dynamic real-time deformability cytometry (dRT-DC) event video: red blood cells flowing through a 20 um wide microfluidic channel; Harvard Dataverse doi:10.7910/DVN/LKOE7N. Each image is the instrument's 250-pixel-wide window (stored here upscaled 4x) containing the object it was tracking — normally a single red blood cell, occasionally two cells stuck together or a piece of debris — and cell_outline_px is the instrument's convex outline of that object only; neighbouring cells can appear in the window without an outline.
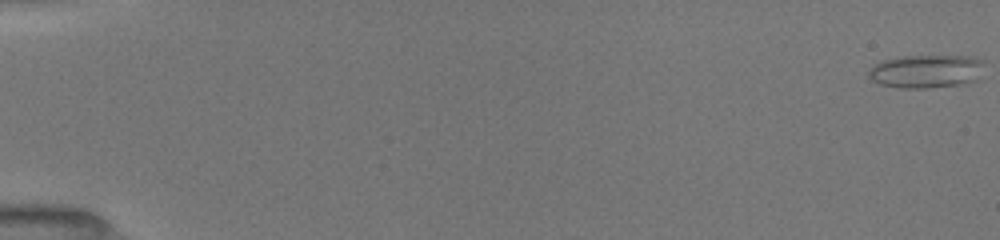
{"species": "common noctule bat (a hibernating species)", "species_latin": "Nyctalus noctula", "temperature_condition": "room temperature", "stored_images_in_passage": 18, "camera_frame_rate_fps": 3000, "um_per_image_px": 0.085, "animal": {"sex": "female", "body_mass_g": 19.5, "forearm_length_mm": 54.1}, "frame": {"image": 1, "passage_image": 1, "time_ms": 0.0, "image_size_px": [1000, 240], "cell_outline_px": [[984, 60], [976, 80], [960, 84], [928, 88], [900, 88], [880, 84], [872, 80], [868, 76], [868, 72], [876, 64], [884, 60], [896, 56], [968, 56]], "centroid_in_image_um": [78.69, 6.06], "position_along_channel_um": 6.3, "area_um2": 22.25}}
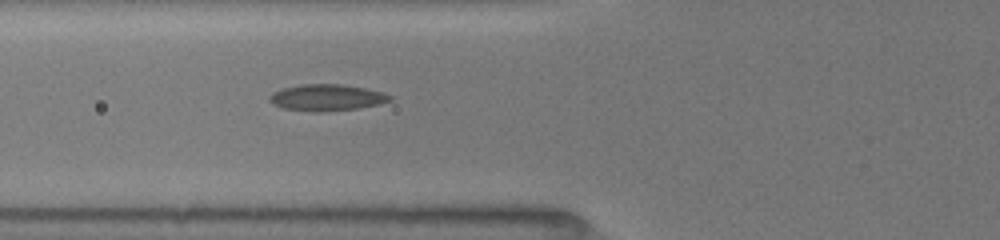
{"frame": {"image": 2, "passage_image": 14, "time_ms": 6.667, "image_size_px": [1000, 240], "cell_outline_px": [[392, 100], [360, 108], [320, 112], [316, 112], [284, 108], [272, 104], [268, 100], [268, 96], [272, 92], [284, 88], [300, 84], [340, 84], [364, 88], [384, 92], [392, 96]], "centroid_in_image_um": [27.75, 8.29], "position_along_channel_um": 98.1, "area_um2": 18.55}}
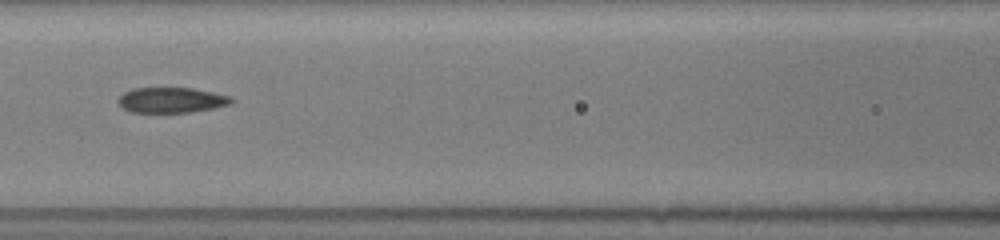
{"frame": {"image": 3, "passage_image": 17, "time_ms": 8.0, "image_size_px": [1000, 240], "cell_outline_px": [[236, 100], [232, 104], [192, 112], [132, 112], [124, 108], [116, 100], [124, 92], [132, 88], [192, 88], [232, 96]], "centroid_in_image_um": [14.61, 8.5], "position_along_channel_um": 152.0, "area_um2": 16.76}}